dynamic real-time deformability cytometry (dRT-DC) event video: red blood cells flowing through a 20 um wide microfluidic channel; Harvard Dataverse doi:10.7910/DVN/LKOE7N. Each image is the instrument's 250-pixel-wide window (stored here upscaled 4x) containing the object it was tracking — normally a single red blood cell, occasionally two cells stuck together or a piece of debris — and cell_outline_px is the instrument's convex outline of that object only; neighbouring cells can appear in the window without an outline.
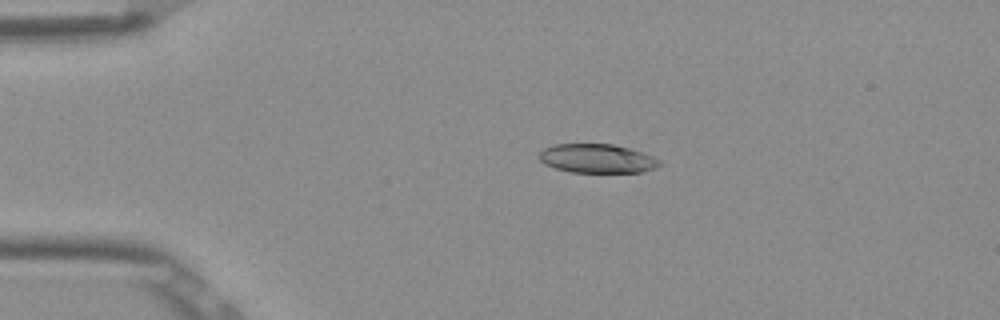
{"species": "Egyptian fruit bat (a non-hibernating species)", "species_latin": "Rousettus aegyptiacus", "temperature_condition": "room temperature", "stored_images_in_passage": 42, "camera_frame_rate_fps": 3000, "um_per_image_px": 0.085, "frame": {"image": 1, "passage_image": 1, "time_ms": 0.0, "image_size_px": [1000, 320], "cell_outline_px": [[660, 164], [656, 168], [640, 172], [572, 172], [556, 168], [544, 164], [540, 160], [540, 152], [544, 148], [552, 144], [612, 144], [644, 152], [660, 160]], "centroid_in_image_um": [50.76, 13.47], "position_along_channel_um": 34.2, "area_um2": 20.23}}
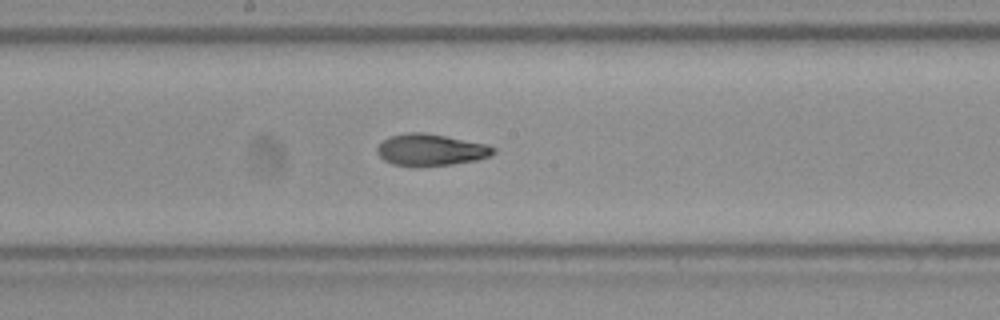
{"frame": {"image": 2, "passage_image": 18, "time_ms": 5.667, "image_size_px": [1000, 320], "cell_outline_px": [[496, 152], [488, 156], [476, 160], [452, 164], [392, 164], [384, 160], [380, 156], [376, 148], [384, 140], [392, 136], [404, 132], [424, 132], [488, 144], [496, 148]], "centroid_in_image_um": [36.65, 12.7], "position_along_channel_um": 211.5, "area_um2": 20.87}}
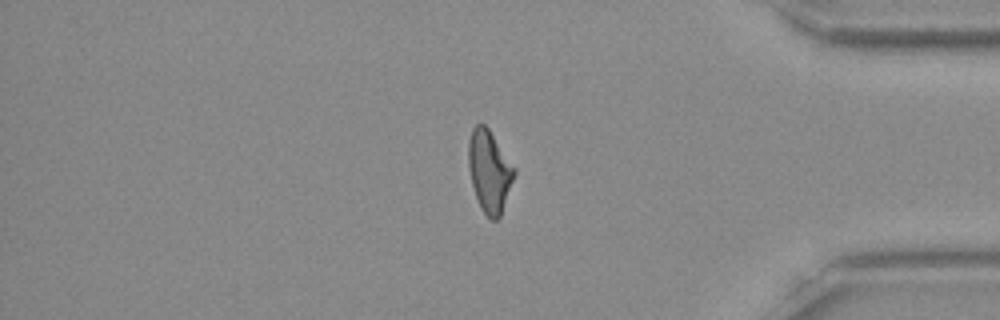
{"frame": {"image": 3, "passage_image": 34, "time_ms": 11.0, "image_size_px": [1000, 320], "cell_outline_px": [[516, 172], [500, 216], [496, 220], [492, 220], [480, 208], [472, 184], [468, 168], [468, 140], [472, 128], [476, 124], [484, 124], [488, 128], [516, 168]], "centroid_in_image_um": [41.59, 14.53], "position_along_channel_um": 393.6, "area_um2": 21.79}, "authors_computed_cell_mechanics": {"area_um2": 21.7328, "velocity_mm_per_s": 3.8977, "shape_relaxation_time_tau1_ms": 10.0232, "shape_relaxation_time_tau2_ms": 2.5013, "deformation_change_tau1": 0.2436, "deformation_change_tau2": 0.0942}}